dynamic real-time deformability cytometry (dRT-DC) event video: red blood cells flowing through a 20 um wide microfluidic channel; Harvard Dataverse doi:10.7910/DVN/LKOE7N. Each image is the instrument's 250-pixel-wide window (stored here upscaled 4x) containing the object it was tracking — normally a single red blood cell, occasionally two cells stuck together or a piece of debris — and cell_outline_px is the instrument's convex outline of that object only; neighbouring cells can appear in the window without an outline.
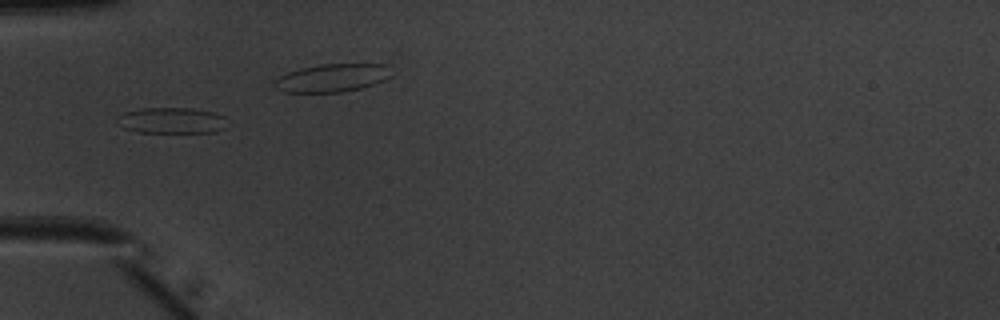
{"species": "common noctule bat (a hibernating species)", "species_latin": "Nyctalus noctula", "temperature_condition": "warm", "stored_images_in_passage": 35, "camera_frame_rate_fps": 3000, "um_per_image_px": 0.085, "animal": {"sex": "male", "body_mass_g": 20.1, "forearm_length_mm": 53.5}, "frame": {"image": 1, "passage_image": 1, "time_ms": 0.0, "image_size_px": [1000, 320], "cell_outline_px": [[228, 128], [216, 132], [136, 132], [124, 128], [116, 120], [116, 116], [124, 112], [140, 108], [192, 108], [216, 112], [224, 116]], "centroid_in_image_um": [14.62, 10.23], "position_along_channel_um": 70.4, "area_um2": 16.94}, "authors_computed_cell_mechanics": {"area_um2": 16.8776, "velocity_mm_per_s": 4.0244, "shape_relaxation_time_tau1_ms": 6.3273, "shape_relaxation_time_tau2_ms": 1.0111, "deformation_change_tau1": 0.1843, "deformation_change_tau2": 0.0841}}